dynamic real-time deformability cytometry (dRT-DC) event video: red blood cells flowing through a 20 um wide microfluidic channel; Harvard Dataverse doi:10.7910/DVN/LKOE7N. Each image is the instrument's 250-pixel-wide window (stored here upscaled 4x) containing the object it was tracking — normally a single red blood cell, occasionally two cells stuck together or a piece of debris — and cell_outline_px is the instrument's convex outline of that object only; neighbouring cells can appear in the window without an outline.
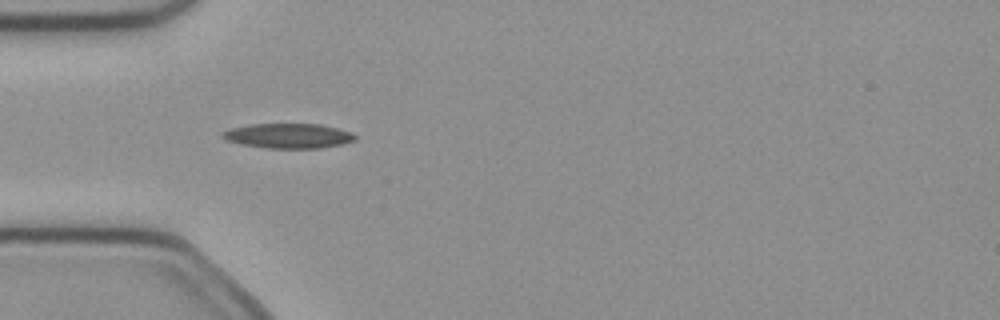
{"species": "common noctule bat (a hibernating species)", "species_latin": "Nyctalus noctula", "temperature_condition": "cold", "stored_images_in_passage": 4, "camera_frame_rate_fps": 3000, "um_per_image_px": 0.085, "animal": {"sex": "female", "body_mass_g": 21.9}, "frame": {"image": 1, "passage_image": 3, "time_ms": 0.667, "image_size_px": [1000, 320], "cell_outline_px": [[356, 140], [340, 144], [320, 148], [268, 148], [244, 144], [228, 140], [220, 136], [220, 132], [232, 128], [252, 124], [320, 124], [352, 132], [356, 136]], "centroid_in_image_um": [24.52, 11.54], "position_along_channel_um": 60.5, "area_um2": 18.96}}